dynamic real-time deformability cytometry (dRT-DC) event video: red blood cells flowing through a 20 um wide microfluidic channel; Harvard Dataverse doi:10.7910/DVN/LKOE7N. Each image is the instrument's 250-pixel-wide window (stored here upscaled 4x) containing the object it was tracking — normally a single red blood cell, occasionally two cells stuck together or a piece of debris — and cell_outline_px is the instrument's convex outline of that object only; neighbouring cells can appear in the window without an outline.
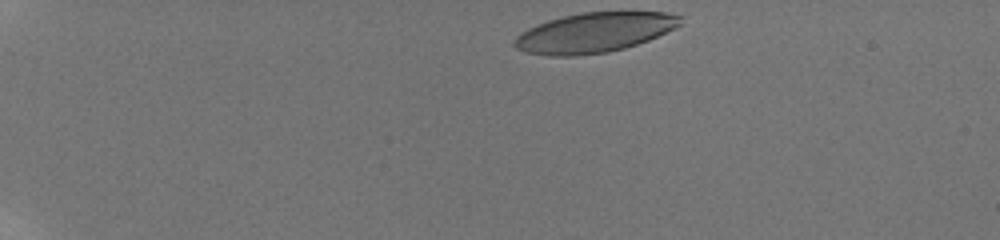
{"species": "human", "species_latin": "Homo sapiens", "temperature_condition": "room temperature", "stored_images_in_passage": 43, "camera_frame_rate_fps": 3000, "um_per_image_px": 0.085, "donor": {"sex": "male"}, "frame": {"image": 1, "passage_image": 1, "time_ms": 0.0, "image_size_px": [1000, 240], "cell_outline_px": [[680, 24], [676, 28], [648, 40], [624, 48], [608, 52], [576, 56], [548, 56], [528, 52], [516, 48], [512, 44], [516, 36], [520, 32], [536, 24], [548, 20], [580, 12], [664, 12], [680, 16]], "centroid_in_image_um": [50.47, 2.77], "position_along_channel_um": 34.5, "area_um2": 38.44}}
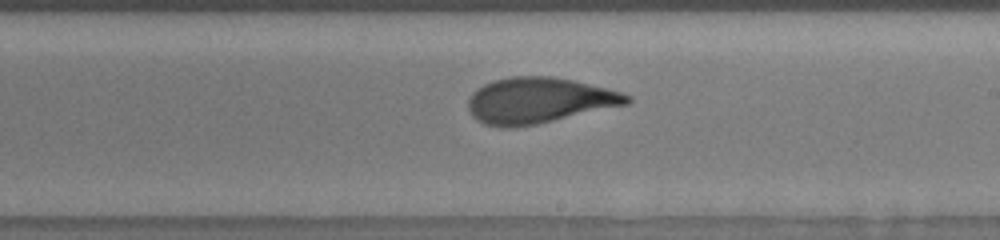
{"frame": {"image": 2, "passage_image": 26, "time_ms": 8.333, "image_size_px": [1000, 240], "cell_outline_px": [[632, 100], [628, 104], [536, 124], [516, 128], [500, 128], [484, 124], [476, 120], [472, 116], [468, 108], [468, 100], [472, 92], [476, 88], [492, 80], [508, 76], [552, 76], [572, 80], [620, 92], [632, 96]], "centroid_in_image_um": [45.74, 8.54], "position_along_channel_um": 243.3, "area_um2": 42.48}}
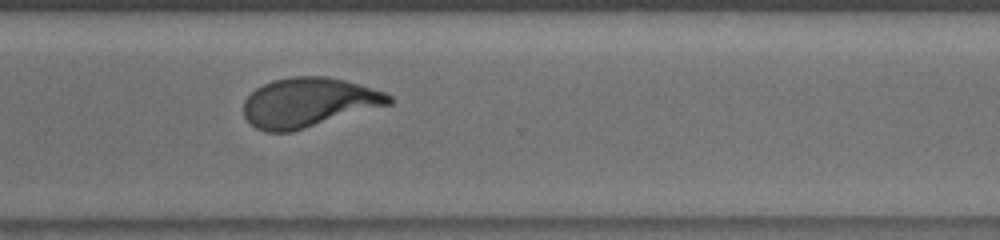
{"frame": {"image": 3, "passage_image": 34, "time_ms": 11.0, "image_size_px": [1000, 240], "cell_outline_px": [[392, 104], [292, 132], [264, 132], [256, 128], [244, 116], [244, 100], [256, 88], [272, 80], [292, 76], [328, 76], [344, 80], [384, 92], [392, 96]], "centroid_in_image_um": [26.22, 8.71], "position_along_channel_um": 344.4, "area_um2": 41.85}, "authors_computed_cell_mechanics": {"area_um2": 41.8472, "velocity_mm_per_s": 3.8037, "shape_relaxation_time_tau1_ms": 5.2914, "shape_relaxation_time_tau2_ms": 1.0922, "deformation_change_tau1": 0.216, "deformation_change_tau2": 0.0884}}